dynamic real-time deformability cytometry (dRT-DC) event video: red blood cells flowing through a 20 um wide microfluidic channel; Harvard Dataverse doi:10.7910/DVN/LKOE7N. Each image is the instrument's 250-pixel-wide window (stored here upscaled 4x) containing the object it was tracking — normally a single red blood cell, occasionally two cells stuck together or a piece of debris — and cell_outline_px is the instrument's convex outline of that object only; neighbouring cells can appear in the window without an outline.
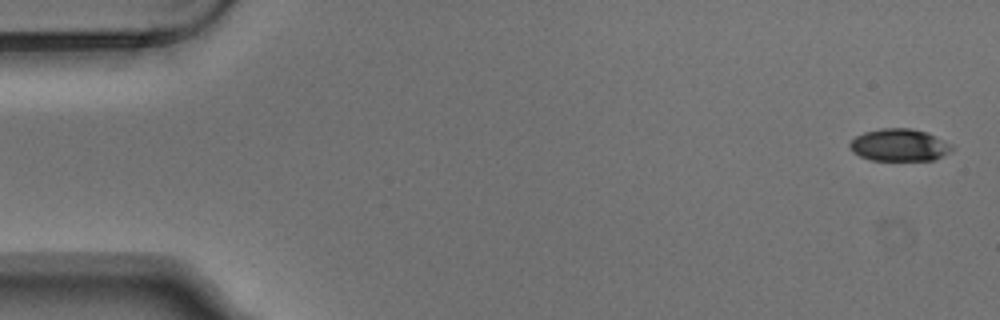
{"species": "Egyptian fruit bat (a non-hibernating species)", "species_latin": "Rousettus aegyptiacus", "temperature_condition": "warm", "stored_images_in_passage": 5, "camera_frame_rate_fps": 3000, "um_per_image_px": 0.085, "animal": {"sex": "male"}, "frame": {"image": 1, "passage_image": 1, "time_ms": 0.0, "image_size_px": [1000, 320], "cell_outline_px": [[952, 148], [948, 152], [932, 160], [872, 160], [860, 156], [852, 152], [848, 144], [856, 136], [864, 132], [880, 128], [912, 128], [928, 132], [952, 144]], "centroid_in_image_um": [76.42, 12.31], "position_along_channel_um": 8.6, "area_um2": 19.19}}
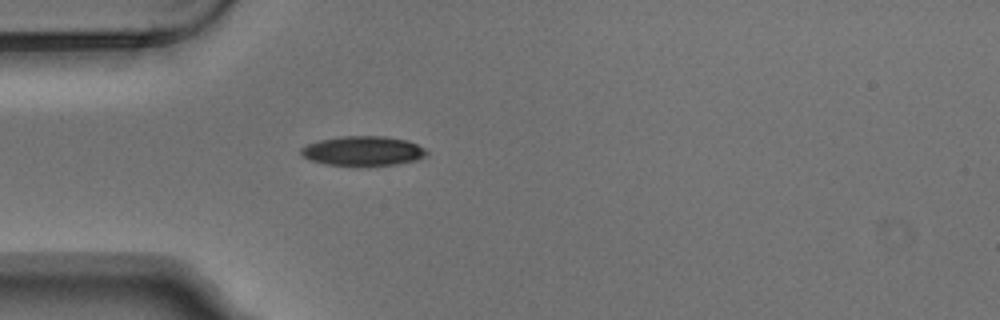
{"frame": {"image": 2, "passage_image": 5, "time_ms": 1.333, "image_size_px": [1000, 320], "cell_outline_px": [[428, 156], [416, 160], [396, 164], [356, 168], [324, 164], [312, 160], [304, 156], [300, 152], [300, 148], [308, 144], [320, 140], [340, 136], [384, 136], [408, 140], [424, 148], [428, 152]], "centroid_in_image_um": [30.87, 12.86], "position_along_channel_um": 54.1, "area_um2": 22.25}}